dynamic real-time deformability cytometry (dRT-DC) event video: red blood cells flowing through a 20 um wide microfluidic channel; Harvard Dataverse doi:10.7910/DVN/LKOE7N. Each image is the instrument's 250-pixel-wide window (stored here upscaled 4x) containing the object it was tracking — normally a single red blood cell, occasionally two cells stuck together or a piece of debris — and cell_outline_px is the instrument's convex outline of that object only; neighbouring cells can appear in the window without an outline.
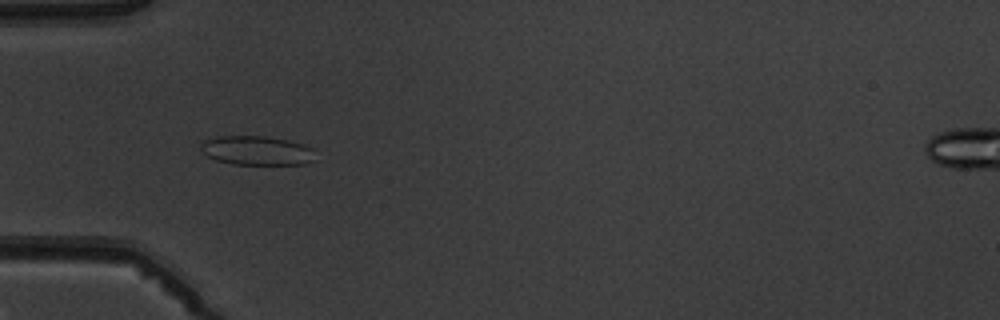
{"species": "common noctule bat (a hibernating species)", "species_latin": "Nyctalus noctula", "temperature_condition": "warm", "stored_images_in_passage": 5, "camera_frame_rate_fps": 3000, "um_per_image_px": 0.085, "animal": {"sex": "male", "body_mass_g": 19.5, "forearm_length_mm": 54.6}, "frame": {"image": 1, "passage_image": 4, "time_ms": 3.333, "image_size_px": [1000, 320], "cell_outline_px": [[316, 160], [308, 164], [232, 164], [216, 160], [208, 156], [200, 148], [200, 144], [204, 140], [220, 136], [264, 136], [288, 140], [304, 144], [312, 148]], "centroid_in_image_um": [21.86, 12.8], "position_along_channel_um": 63.1, "area_um2": 19.54}}
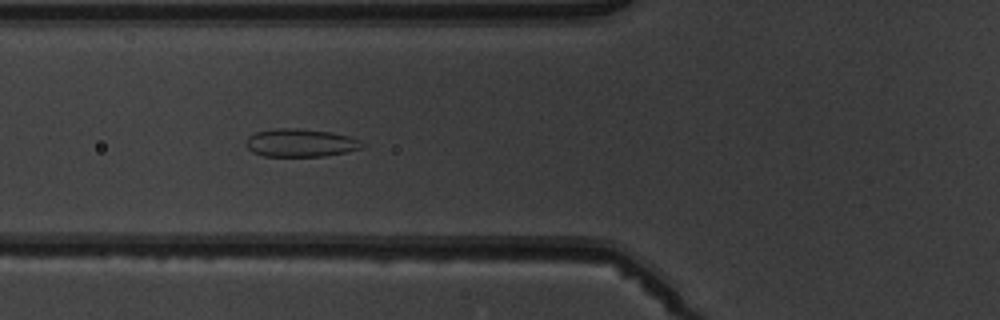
{"frame": {"image": 2, "passage_image": 5, "time_ms": 4.333, "image_size_px": [1000, 320], "cell_outline_px": [[364, 148], [324, 156], [264, 156], [252, 152], [244, 144], [248, 136], [256, 132], [276, 128], [296, 128], [332, 132], [348, 136], [360, 140], [364, 144]], "centroid_in_image_um": [25.53, 12.14], "position_along_channel_um": 100.3, "area_um2": 19.02}}